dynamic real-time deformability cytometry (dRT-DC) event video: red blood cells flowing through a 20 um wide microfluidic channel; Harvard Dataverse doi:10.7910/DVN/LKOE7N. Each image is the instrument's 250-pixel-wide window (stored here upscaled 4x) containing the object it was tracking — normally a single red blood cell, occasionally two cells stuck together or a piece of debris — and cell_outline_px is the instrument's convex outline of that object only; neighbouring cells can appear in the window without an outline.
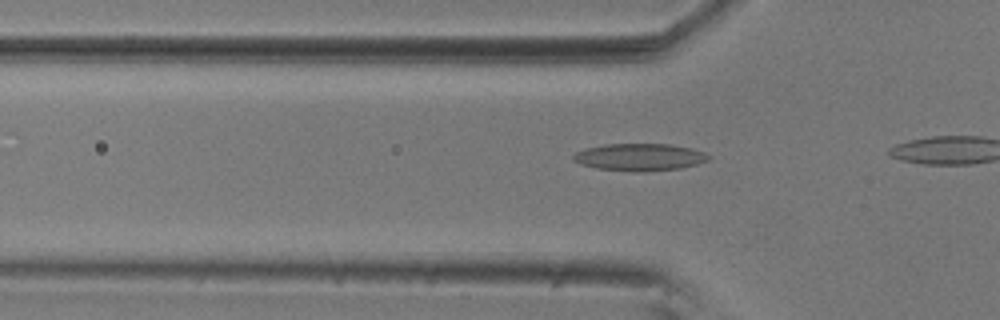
{"species": "common noctule bat (a hibernating species)", "species_latin": "Nyctalus noctula", "temperature_condition": "room temperature", "stored_images_in_passage": 13, "camera_frame_rate_fps": 3000, "um_per_image_px": 0.085, "animal": {"sex": "male", "body_mass_g": 20.5, "forearm_length_mm": 52.5}, "frame": {"image": 1, "passage_image": 10, "time_ms": 3.0, "image_size_px": [1000, 320], "cell_outline_px": [[712, 156], [708, 160], [696, 164], [680, 168], [640, 172], [636, 172], [596, 168], [580, 164], [572, 160], [572, 156], [576, 152], [584, 148], [604, 144], [668, 144], [692, 148], [704, 152]], "centroid_in_image_um": [54.34, 13.35], "position_along_channel_um": 71.5, "area_um2": 21.56}}